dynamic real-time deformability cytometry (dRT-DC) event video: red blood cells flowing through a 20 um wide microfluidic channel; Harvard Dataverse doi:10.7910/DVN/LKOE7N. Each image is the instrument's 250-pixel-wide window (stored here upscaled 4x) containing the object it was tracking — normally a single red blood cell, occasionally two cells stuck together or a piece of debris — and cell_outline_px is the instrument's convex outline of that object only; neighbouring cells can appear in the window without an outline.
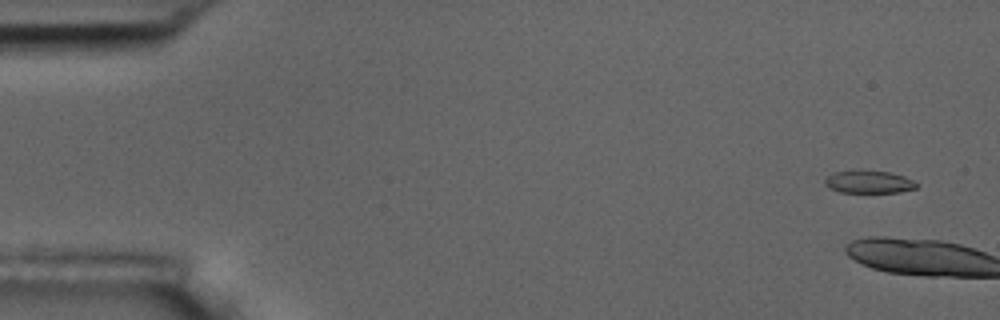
{"species": "common noctule bat (a hibernating species)", "species_latin": "Nyctalus noctula", "temperature_condition": "room temperature", "stored_images_in_passage": 5, "camera_frame_rate_fps": 3000, "um_per_image_px": 0.085, "animal": {"sex": "male", "body_mass_g": 17.5, "forearm_length_mm": 52.3}, "frame": {"image": 1, "passage_image": 1, "time_ms": 0.0, "image_size_px": [1000, 320], "cell_outline_px": [[916, 188], [900, 192], [840, 192], [828, 188], [824, 184], [824, 180], [828, 176], [836, 172], [856, 168], [888, 172], [904, 176], [912, 180], [916, 184]], "centroid_in_image_um": [73.79, 15.43], "position_along_channel_um": 11.2, "area_um2": 12.31}}